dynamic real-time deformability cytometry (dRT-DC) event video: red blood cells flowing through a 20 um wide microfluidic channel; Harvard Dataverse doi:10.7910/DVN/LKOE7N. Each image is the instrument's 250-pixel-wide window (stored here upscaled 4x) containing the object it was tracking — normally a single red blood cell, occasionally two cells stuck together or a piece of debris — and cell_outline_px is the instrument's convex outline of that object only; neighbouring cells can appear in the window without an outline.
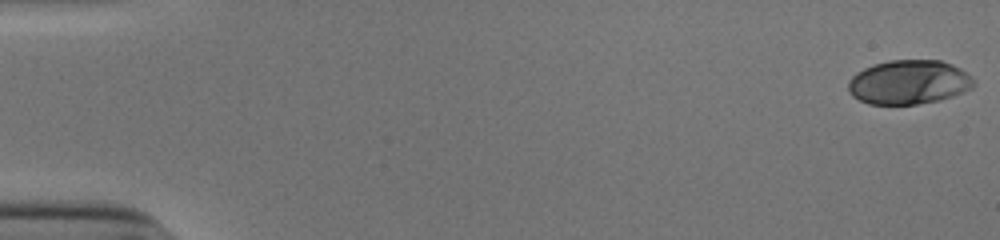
{"species": "human", "species_latin": "Homo sapiens", "temperature_condition": "cold", "stored_images_in_passage": 51, "camera_frame_rate_fps": 3000, "um_per_image_px": 0.085, "donor": {"sex": "male"}, "frame": {"image": 1, "passage_image": 1, "time_ms": 0.0, "image_size_px": [1000, 240], "cell_outline_px": [[976, 84], [972, 88], [964, 92], [940, 100], [916, 104], [868, 104], [852, 96], [848, 92], [848, 80], [856, 72], [872, 64], [888, 60], [940, 60], [952, 64], [960, 68], [972, 76], [976, 80]], "centroid_in_image_um": [77.26, 6.98], "position_along_channel_um": 7.7, "area_um2": 32.71}}
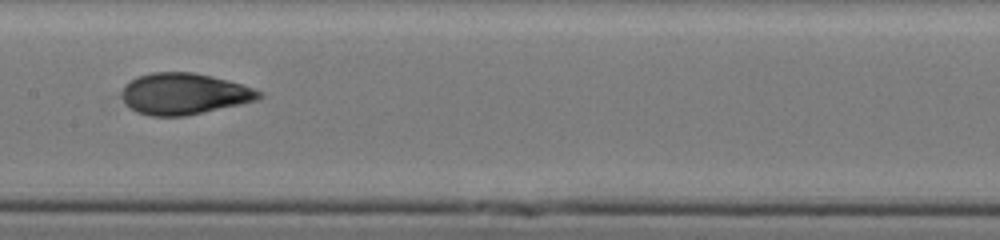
{"frame": {"image": 2, "passage_image": 28, "time_ms": 9.0, "image_size_px": [1000, 240], "cell_outline_px": [[264, 96], [260, 100], [184, 116], [152, 116], [136, 112], [128, 108], [120, 92], [124, 84], [136, 76], [152, 72], [192, 72], [212, 76], [228, 80], [264, 92]], "centroid_in_image_um": [15.63, 7.97], "position_along_channel_um": 191.8, "area_um2": 33.35}}
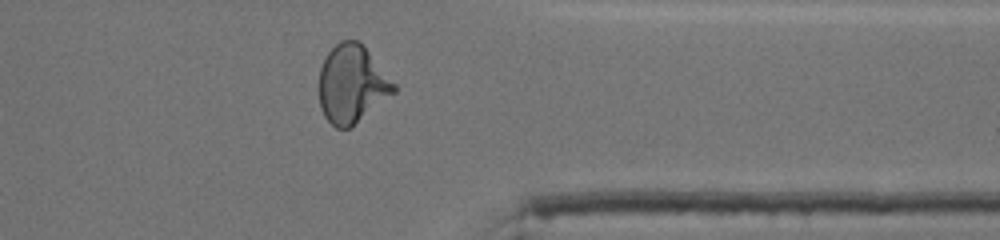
{"frame": {"image": 3, "passage_image": 43, "time_ms": 14.0, "image_size_px": [1000, 240], "cell_outline_px": [[396, 92], [348, 128], [336, 128], [324, 116], [320, 108], [320, 68], [328, 52], [340, 40], [360, 40], [364, 44], [396, 84]], "centroid_in_image_um": [29.93, 7.11], "position_along_channel_um": 381.5, "area_um2": 33.81}}